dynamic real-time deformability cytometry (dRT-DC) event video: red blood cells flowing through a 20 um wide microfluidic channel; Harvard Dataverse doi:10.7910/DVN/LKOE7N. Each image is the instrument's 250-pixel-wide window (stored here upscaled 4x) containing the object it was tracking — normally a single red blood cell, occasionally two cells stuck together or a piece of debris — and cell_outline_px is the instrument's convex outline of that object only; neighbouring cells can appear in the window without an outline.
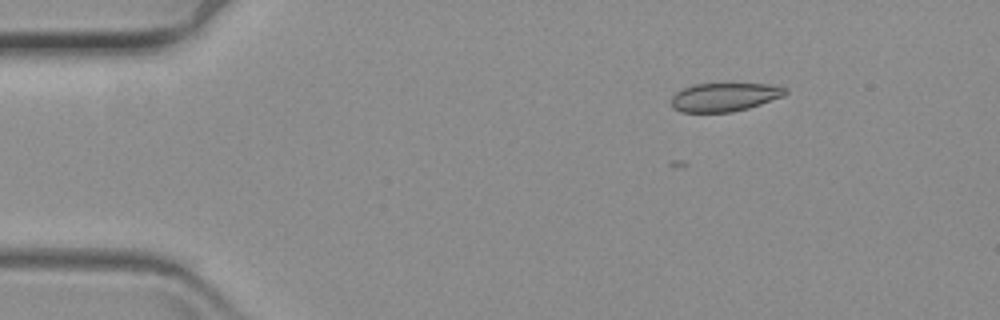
{"species": "common noctule bat (a hibernating species)", "species_latin": "Nyctalus noctula", "temperature_condition": "warm", "stored_images_in_passage": 17, "camera_frame_rate_fps": 3000, "um_per_image_px": 0.085, "animal": {"sex": "female", "body_mass_g": 19.3, "forearm_length_mm": 54.1}, "frame": {"image": 1, "passage_image": 1, "time_ms": 0.0, "image_size_px": [1000, 320], "cell_outline_px": [[788, 92], [784, 96], [748, 108], [732, 112], [680, 112], [672, 104], [672, 96], [676, 92], [684, 88], [696, 84], [768, 84], [788, 88]], "centroid_in_image_um": [61.61, 8.25], "position_along_channel_um": 23.4, "area_um2": 18.79}}
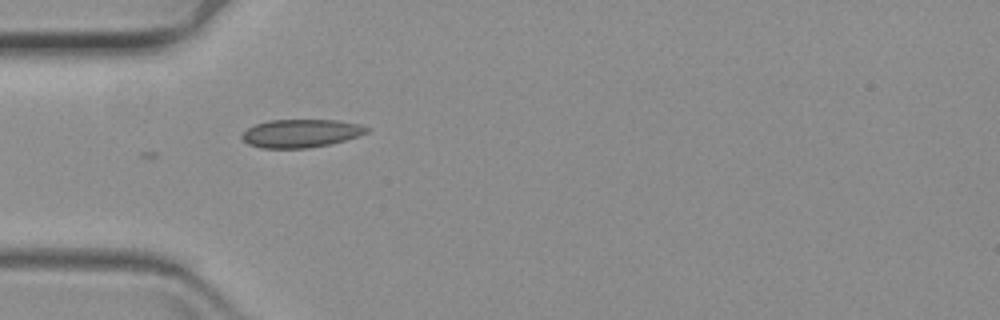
{"frame": {"image": 2, "passage_image": 11, "time_ms": 3.333, "image_size_px": [1000, 320], "cell_outline_px": [[372, 128], [368, 132], [344, 140], [328, 144], [308, 148], [260, 148], [248, 144], [240, 136], [248, 128], [256, 124], [268, 120], [336, 120], [360, 124]], "centroid_in_image_um": [25.57, 11.33], "position_along_channel_um": 59.4, "area_um2": 20.4}}
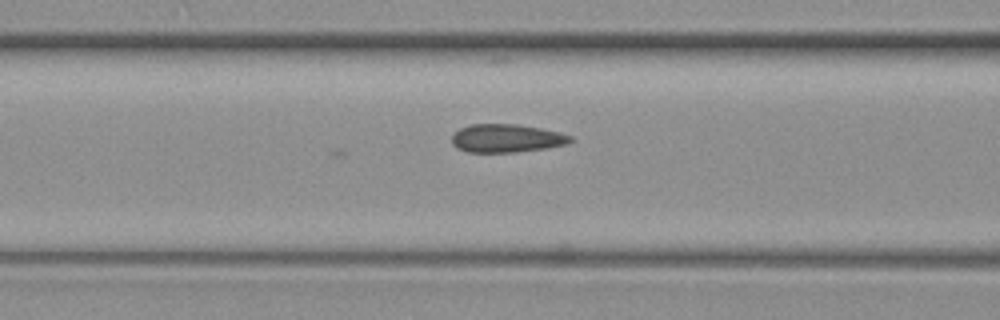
{"frame": {"image": 3, "passage_image": 17, "time_ms": 5.333, "image_size_px": [1000, 320], "cell_outline_px": [[572, 140], [564, 144], [544, 148], [516, 152], [468, 152], [456, 148], [452, 144], [452, 136], [460, 128], [468, 124], [516, 124], [540, 128], [572, 136]], "centroid_in_image_um": [42.99, 11.75], "position_along_channel_um": 123.6, "area_um2": 19.31}}